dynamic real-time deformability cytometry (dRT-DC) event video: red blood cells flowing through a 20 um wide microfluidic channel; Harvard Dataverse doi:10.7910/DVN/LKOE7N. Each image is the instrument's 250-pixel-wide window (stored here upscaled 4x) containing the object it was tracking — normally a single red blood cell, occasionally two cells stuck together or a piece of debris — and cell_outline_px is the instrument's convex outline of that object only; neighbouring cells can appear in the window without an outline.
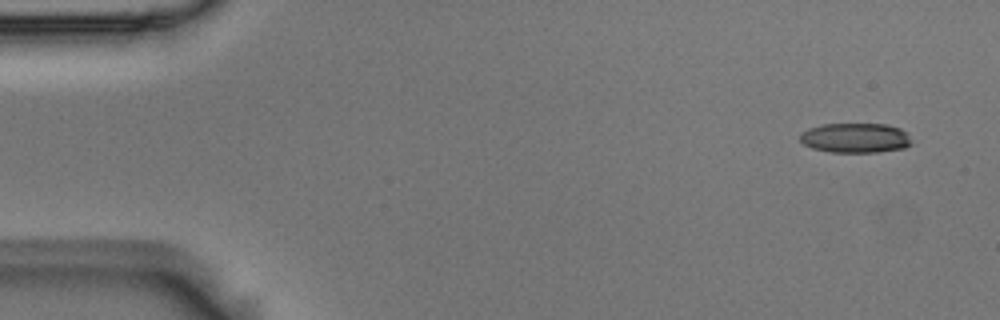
{"species": "Egyptian fruit bat (a non-hibernating species)", "species_latin": "Rousettus aegyptiacus", "temperature_condition": "room temperature", "stored_images_in_passage": 10, "camera_frame_rate_fps": 3000, "um_per_image_px": 0.085, "animal": {"sex": "male"}, "frame": {"image": 1, "passage_image": 1, "time_ms": 0.0, "image_size_px": [1000, 320], "cell_outline_px": [[912, 144], [904, 148], [876, 152], [832, 152], [812, 148], [804, 144], [800, 140], [800, 132], [808, 128], [820, 124], [888, 124], [900, 128], [912, 140]], "centroid_in_image_um": [72.69, 11.71], "position_along_channel_um": 12.3, "area_um2": 19.42}}
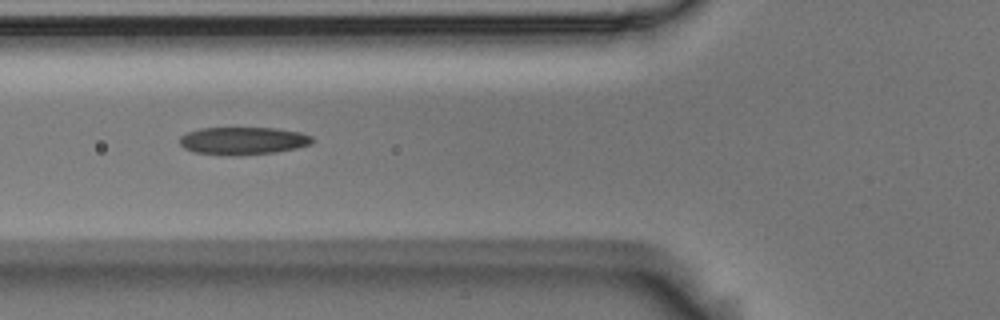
{"frame": {"image": 2, "passage_image": 6, "time_ms": 1.667, "image_size_px": [1000, 320], "cell_outline_px": [[316, 140], [312, 144], [296, 148], [276, 152], [240, 156], [228, 156], [196, 152], [184, 148], [180, 144], [180, 136], [188, 132], [200, 128], [276, 128], [300, 132], [312, 136]], "centroid_in_image_um": [20.69, 11.97], "position_along_channel_um": 105.1, "area_um2": 21.62}}
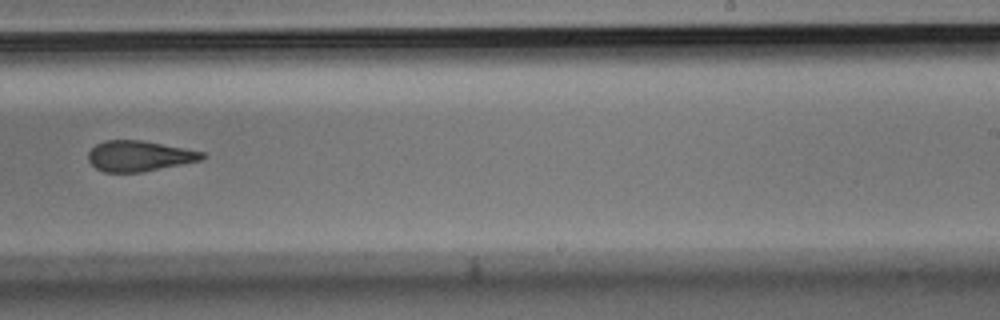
{"frame": {"image": 3, "passage_image": 10, "time_ms": 3.0, "image_size_px": [1000, 320], "cell_outline_px": [[208, 156], [200, 160], [140, 172], [104, 172], [96, 168], [88, 160], [88, 152], [96, 144], [104, 140], [144, 140], [204, 152]], "centroid_in_image_um": [11.81, 13.24], "position_along_channel_um": 277.2, "area_um2": 20.17}}